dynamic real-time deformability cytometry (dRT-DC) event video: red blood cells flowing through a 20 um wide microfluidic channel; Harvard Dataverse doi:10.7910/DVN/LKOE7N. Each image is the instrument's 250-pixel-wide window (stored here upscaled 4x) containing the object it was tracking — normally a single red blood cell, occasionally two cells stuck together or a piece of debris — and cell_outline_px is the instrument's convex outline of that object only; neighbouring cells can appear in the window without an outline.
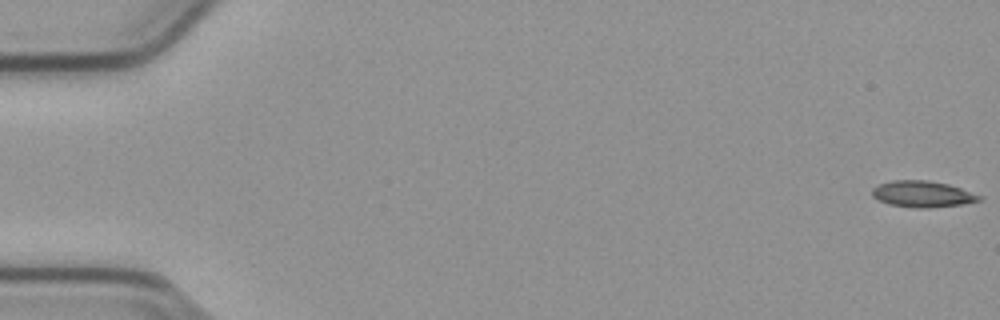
{"species": "common noctule bat (a hibernating species)", "species_latin": "Nyctalus noctula", "temperature_condition": "cold", "stored_images_in_passage": 51, "camera_frame_rate_fps": 3000, "um_per_image_px": 0.085, "animal": {"sex": "male", "body_mass_g": 23.1, "forearm_length_mm": 52.7}, "frame": {"image": 1, "passage_image": 1, "time_ms": 0.0, "image_size_px": [1000, 320], "cell_outline_px": [[984, 196], [980, 200], [960, 204], [928, 208], [916, 208], [888, 204], [872, 196], [872, 188], [880, 184], [892, 180], [928, 180], [948, 184]], "centroid_in_image_um": [78.4, 16.49], "position_along_channel_um": 6.6, "area_um2": 16.3}}
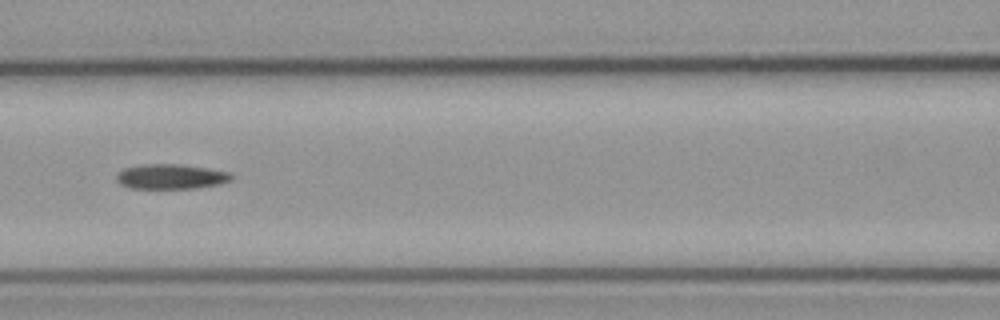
{"frame": {"image": 2, "passage_image": 25, "time_ms": 8.0, "image_size_px": [1000, 320], "cell_outline_px": [[232, 180], [220, 184], [196, 188], [128, 188], [120, 184], [116, 180], [116, 176], [124, 168], [140, 164], [180, 164], [208, 168], [228, 172], [232, 176]], "centroid_in_image_um": [14.51, 15.01], "position_along_channel_um": 152.1, "area_um2": 16.7}}
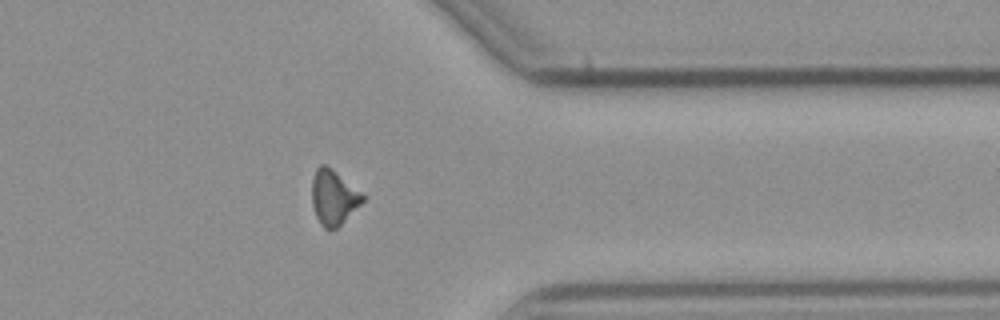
{"frame": {"image": 3, "passage_image": 44, "time_ms": 14.333, "image_size_px": [1000, 320], "cell_outline_px": [[368, 196], [336, 228], [324, 228], [320, 224], [316, 216], [312, 204], [312, 180], [316, 168], [320, 164], [324, 164], [336, 172]], "centroid_in_image_um": [28.36, 16.75], "position_along_channel_um": 383.0, "area_um2": 16.07}}